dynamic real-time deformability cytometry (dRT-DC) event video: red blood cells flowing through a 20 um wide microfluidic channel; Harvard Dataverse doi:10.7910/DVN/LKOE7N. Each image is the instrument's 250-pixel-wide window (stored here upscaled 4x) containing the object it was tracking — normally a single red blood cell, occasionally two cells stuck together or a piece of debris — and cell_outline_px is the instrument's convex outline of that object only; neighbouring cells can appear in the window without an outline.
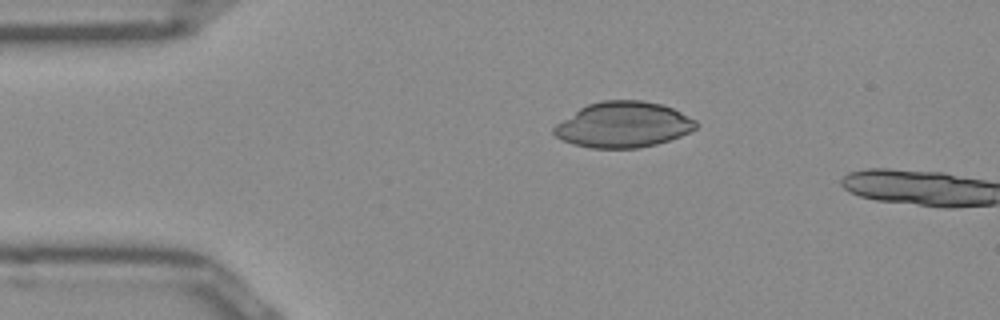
{"species": "Egyptian fruit bat (a non-hibernating species)", "species_latin": "Rousettus aegyptiacus", "temperature_condition": "room temperature", "stored_images_in_passage": 3, "camera_frame_rate_fps": 3000, "um_per_image_px": 0.085, "frame": {"image": 1, "passage_image": 1, "time_ms": 0.0, "image_size_px": [1000, 320], "cell_outline_px": [[696, 128], [680, 136], [656, 144], [636, 148], [592, 148], [572, 144], [556, 136], [552, 132], [552, 128], [556, 124], [580, 108], [588, 104], [604, 100], [640, 100], [660, 104], [672, 108], [696, 120]], "centroid_in_image_um": [52.95, 10.6], "position_along_channel_um": 32.0, "area_um2": 37.45}}